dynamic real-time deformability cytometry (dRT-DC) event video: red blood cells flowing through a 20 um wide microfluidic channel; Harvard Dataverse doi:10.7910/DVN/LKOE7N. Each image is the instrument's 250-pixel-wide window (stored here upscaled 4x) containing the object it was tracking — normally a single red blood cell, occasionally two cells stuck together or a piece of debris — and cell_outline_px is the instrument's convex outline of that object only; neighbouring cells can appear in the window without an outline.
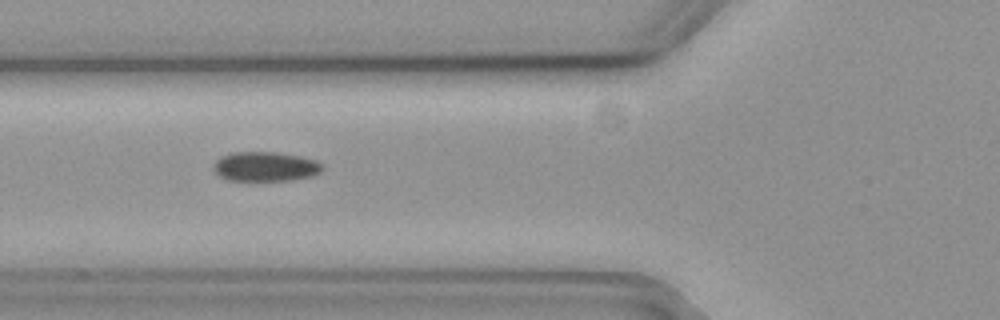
{"species": "common noctule bat (a hibernating species)", "species_latin": "Nyctalus noctula", "temperature_condition": "cold", "stored_images_in_passage": 17, "camera_frame_rate_fps": 3000, "um_per_image_px": 0.085, "animal": {"sex": "female", "body_mass_g": 19.3, "forearm_length_mm": 54.1}, "frame": {"image": 1, "passage_image": 3, "time_ms": 0.667, "image_size_px": [1000, 320], "cell_outline_px": [[324, 168], [320, 172], [312, 176], [292, 180], [228, 180], [220, 176], [212, 168], [212, 164], [216, 160], [232, 152], [276, 152], [300, 156], [316, 160]], "centroid_in_image_um": [22.55, 14.15], "position_along_channel_um": 103.2, "area_um2": 18.67}}
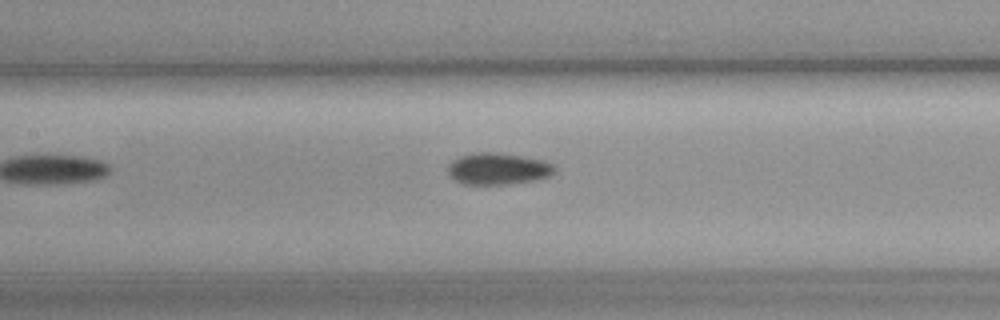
{"frame": {"image": 2, "passage_image": 8, "time_ms": 2.333, "image_size_px": [1000, 320], "cell_outline_px": [[556, 172], [548, 176], [536, 180], [508, 184], [464, 184], [456, 180], [448, 172], [448, 164], [452, 160], [460, 156], [472, 152], [500, 152], [544, 160], [552, 164], [556, 168]], "centroid_in_image_um": [42.34, 14.33], "position_along_channel_um": 165.1, "area_um2": 19.83}}